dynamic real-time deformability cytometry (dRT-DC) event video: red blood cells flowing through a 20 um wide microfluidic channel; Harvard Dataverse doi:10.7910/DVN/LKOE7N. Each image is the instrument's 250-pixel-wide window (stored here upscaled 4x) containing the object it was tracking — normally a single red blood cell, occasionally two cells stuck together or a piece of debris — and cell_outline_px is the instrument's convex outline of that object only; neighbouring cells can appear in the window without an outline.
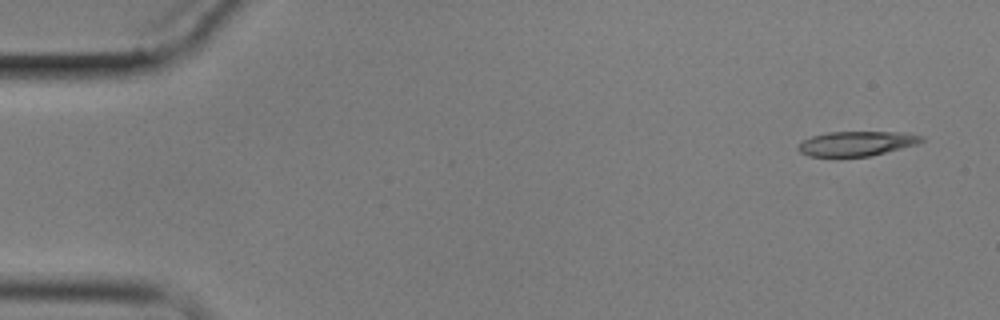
{"species": "common noctule bat (a hibernating species)", "species_latin": "Nyctalus noctula", "temperature_condition": "cold", "stored_images_in_passage": 4, "camera_frame_rate_fps": 3000, "um_per_image_px": 0.085, "animal": {"sex": "male", "body_mass_g": 17.9}, "frame": {"image": 1, "passage_image": 1, "time_ms": 0.0, "image_size_px": [1000, 320], "cell_outline_px": [[924, 140], [916, 144], [872, 156], [808, 156], [800, 152], [796, 148], [796, 144], [812, 136], [828, 132], [904, 132], [924, 136]], "centroid_in_image_um": [72.79, 12.19], "position_along_channel_um": 12.2, "area_um2": 17.74}}
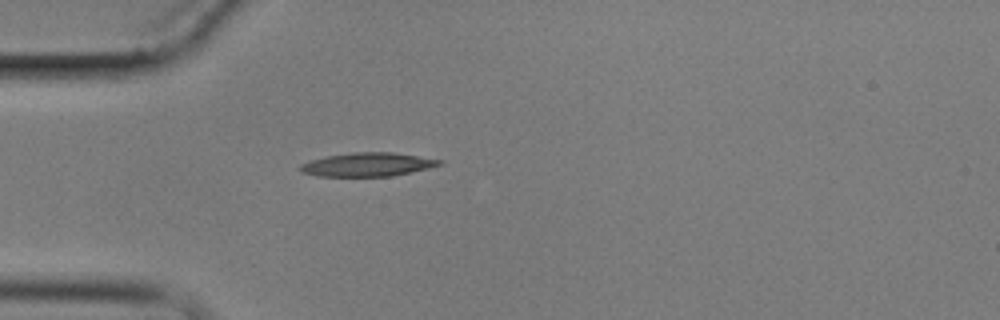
{"frame": {"image": 2, "passage_image": 4, "time_ms": 4.333, "image_size_px": [1000, 320], "cell_outline_px": [[444, 164], [412, 172], [392, 176], [316, 176], [304, 172], [300, 168], [300, 164], [312, 160], [328, 156], [352, 152], [392, 152], [444, 160]], "centroid_in_image_um": [31.31, 13.98], "position_along_channel_um": 53.7, "area_um2": 19.07}}